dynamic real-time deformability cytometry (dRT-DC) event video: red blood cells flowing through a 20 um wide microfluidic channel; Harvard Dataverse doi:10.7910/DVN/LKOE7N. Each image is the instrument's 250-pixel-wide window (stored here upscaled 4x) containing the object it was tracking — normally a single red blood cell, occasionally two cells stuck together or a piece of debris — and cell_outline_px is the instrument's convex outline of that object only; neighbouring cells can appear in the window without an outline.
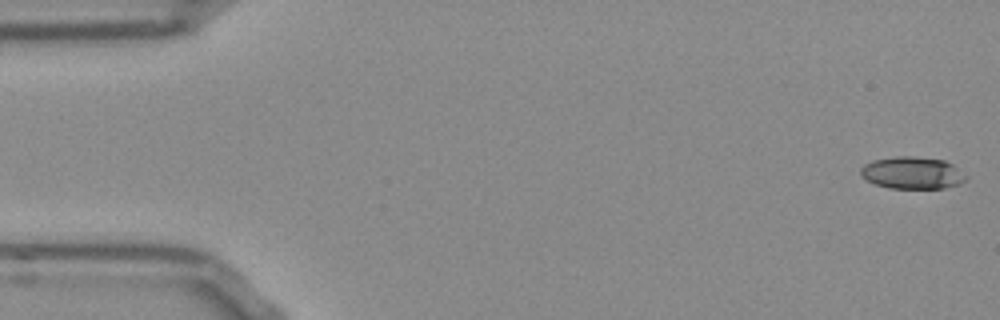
{"species": "Egyptian fruit bat (a non-hibernating species)", "species_latin": "Rousettus aegyptiacus", "temperature_condition": "room temperature", "stored_images_in_passage": 53, "camera_frame_rate_fps": 3000, "um_per_image_px": 0.085, "frame": {"image": 1, "passage_image": 1, "time_ms": 0.0, "image_size_px": [1000, 320], "cell_outline_px": [[968, 176], [964, 180], [956, 184], [944, 188], [888, 188], [876, 184], [860, 176], [860, 168], [864, 164], [872, 160], [896, 156], [912, 156], [944, 160], [952, 164]], "centroid_in_image_um": [77.51, 14.68], "position_along_channel_um": 7.5, "area_um2": 19.65}}
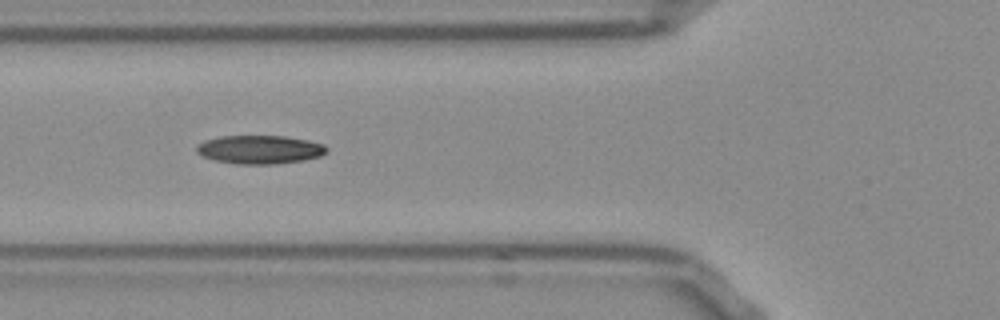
{"frame": {"image": 2, "passage_image": 19, "time_ms": 6.0, "image_size_px": [1000, 320], "cell_outline_px": [[328, 148], [320, 156], [304, 160], [276, 164], [236, 164], [212, 160], [200, 156], [196, 152], [196, 144], [204, 140], [220, 136], [284, 136], [308, 140], [324, 144]], "centroid_in_image_um": [22.02, 12.71], "position_along_channel_um": 103.8, "area_um2": 21.85}}
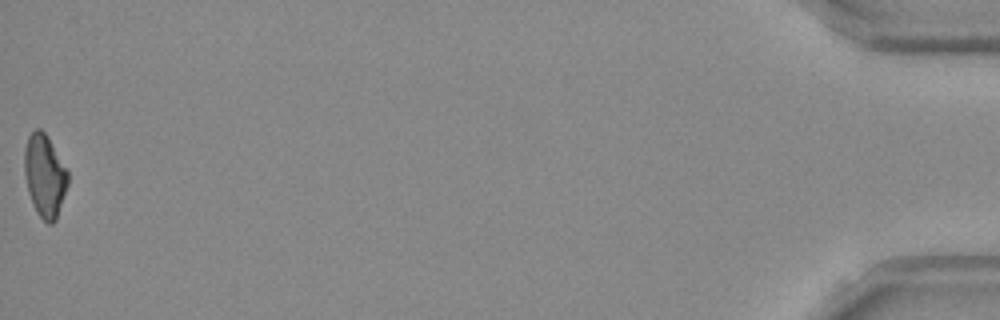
{"frame": {"image": 3, "passage_image": 53, "time_ms": 17.333, "image_size_px": [1000, 320], "cell_outline_px": [[68, 184], [56, 220], [52, 224], [48, 224], [36, 212], [32, 204], [28, 192], [24, 172], [24, 148], [28, 136], [36, 128], [40, 128], [48, 136], [68, 172]], "centroid_in_image_um": [3.79, 14.93], "position_along_channel_um": 431.4, "area_um2": 20.98}, "authors_computed_cell_mechanics": {"area_um2": 20.8658, "velocity_mm_per_s": 3.8209, "shape_relaxation_time_tau1_ms": 9.0164, "shape_relaxation_time_tau2_ms": 4.3619, "deformation_change_tau1": 0.2214, "deformation_change_tau2": 0.115}}